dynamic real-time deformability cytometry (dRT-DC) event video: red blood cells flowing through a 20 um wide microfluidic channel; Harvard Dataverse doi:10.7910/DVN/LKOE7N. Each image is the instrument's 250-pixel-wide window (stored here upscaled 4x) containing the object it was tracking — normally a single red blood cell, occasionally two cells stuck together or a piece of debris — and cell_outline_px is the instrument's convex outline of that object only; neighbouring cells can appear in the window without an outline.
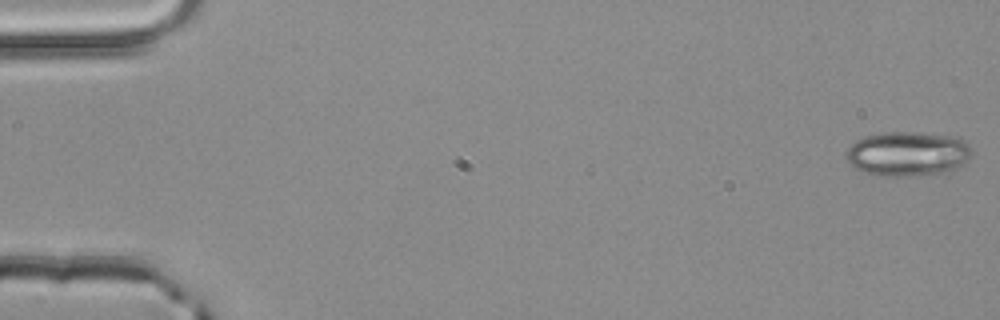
{"species": "common noctule bat (a hibernating species)", "species_latin": "Nyctalus noctula", "temperature_condition": "room temperature", "stored_images_in_passage": 46, "camera_frame_rate_fps": 3000, "um_per_image_px": 0.085, "animal": {"sex": "male", "body_mass_g": 20.4}, "frame": {"image": 1, "passage_image": 1, "time_ms": 0.0, "image_size_px": [1000, 320], "cell_outline_px": [[972, 156], [964, 164], [956, 168], [944, 172], [908, 176], [880, 176], [864, 172], [852, 168], [844, 152], [856, 140], [864, 136], [880, 132], [908, 132], [956, 136], [964, 140], [972, 148]], "centroid_in_image_um": [77.14, 13.07], "position_along_channel_um": 7.9, "area_um2": 32.95}}
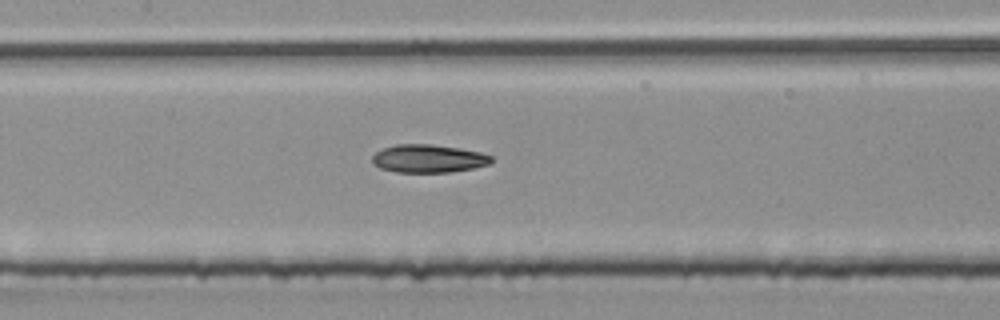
{"frame": {"image": 2, "passage_image": 25, "time_ms": 8.0, "image_size_px": [1000, 320], "cell_outline_px": [[492, 160], [488, 164], [472, 168], [452, 172], [396, 172], [380, 168], [372, 164], [372, 156], [376, 152], [384, 148], [396, 144], [432, 144], [460, 148], [480, 152], [492, 156]], "centroid_in_image_um": [36.39, 13.48], "position_along_channel_um": 171.0, "area_um2": 19.48}}
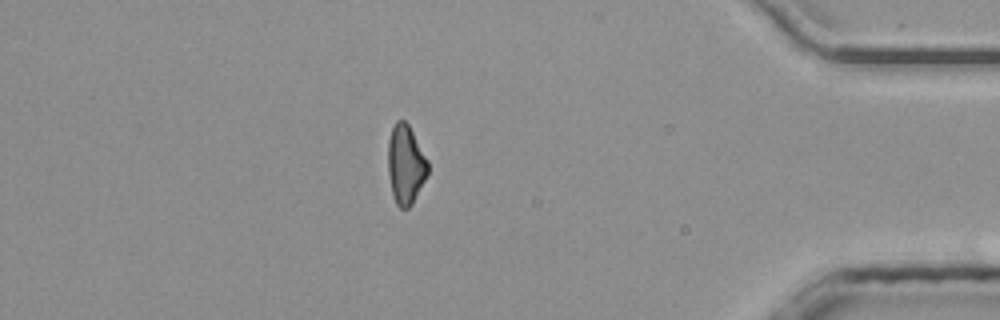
{"frame": {"image": 3, "passage_image": 45, "time_ms": 14.667, "image_size_px": [1000, 320], "cell_outline_px": [[428, 176], [412, 204], [408, 208], [400, 208], [396, 204], [392, 192], [388, 172], [388, 140], [392, 128], [396, 120], [404, 120], [408, 124], [428, 160]], "centroid_in_image_um": [34.49, 13.99], "position_along_channel_um": 400.7, "area_um2": 18.44}}